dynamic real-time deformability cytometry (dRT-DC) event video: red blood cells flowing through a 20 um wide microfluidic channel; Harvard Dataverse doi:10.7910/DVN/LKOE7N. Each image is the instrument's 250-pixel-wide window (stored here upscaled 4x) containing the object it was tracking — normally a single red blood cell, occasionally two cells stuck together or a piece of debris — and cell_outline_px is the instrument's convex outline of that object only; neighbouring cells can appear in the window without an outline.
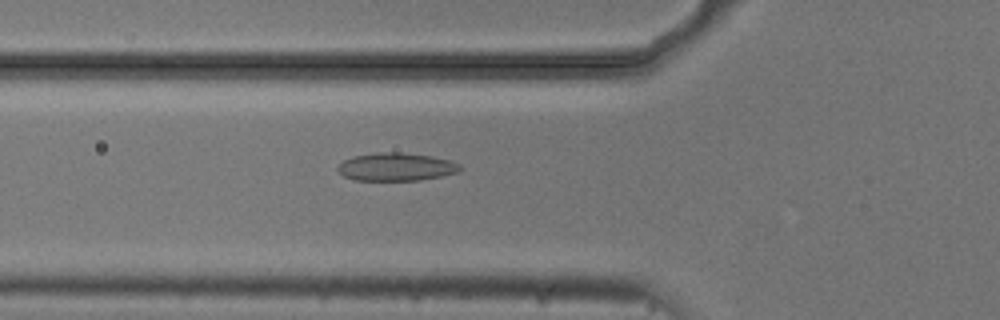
{"species": "common noctule bat (a hibernating species)", "species_latin": "Nyctalus noctula", "temperature_condition": "cold", "stored_images_in_passage": 40, "camera_frame_rate_fps": 3000, "um_per_image_px": 0.085, "animal": {"sex": "male", "body_mass_g": 20.5, "forearm_length_mm": 52.5}, "frame": {"image": 1, "passage_image": 5, "time_ms": 1.333, "image_size_px": [1000, 320], "cell_outline_px": [[460, 172], [420, 180], [356, 180], [344, 176], [336, 168], [344, 160], [352, 156], [376, 152], [400, 152], [432, 156], [448, 160], [460, 164]], "centroid_in_image_um": [33.66, 14.17], "position_along_channel_um": 92.1, "area_um2": 19.88}}
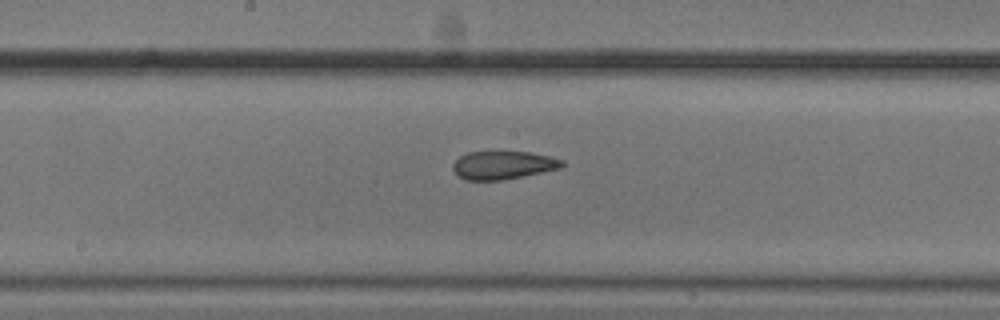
{"frame": {"image": 2, "passage_image": 14, "time_ms": 4.333, "image_size_px": [1000, 320], "cell_outline_px": [[564, 168], [504, 180], [464, 180], [452, 168], [452, 164], [460, 156], [468, 152], [528, 152], [548, 156], [564, 160]], "centroid_in_image_um": [42.8, 14.04], "position_along_channel_um": 205.4, "area_um2": 17.98}}
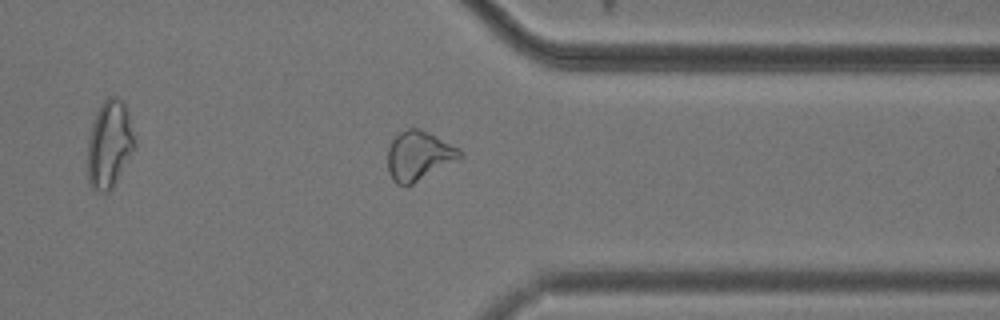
{"frame": {"image": 3, "passage_image": 28, "time_ms": 9.0, "image_size_px": [1000, 320], "cell_outline_px": [[464, 156], [412, 184], [396, 184], [392, 180], [388, 172], [388, 148], [392, 140], [400, 132], [408, 128], [416, 128], [428, 132], [460, 148], [464, 152]], "centroid_in_image_um": [35.6, 13.23], "position_along_channel_um": 375.8, "area_um2": 20.58}, "authors_computed_cell_mechanics": {"area_um2": 19.8543, "velocity_mm_per_s": 3.7381, "shape_relaxation_time_tau1_ms": null, "shape_relaxation_time_tau2_ms": 2.6596, "deformation_change_tau1": null, "deformation_change_tau2": 0.0901}}